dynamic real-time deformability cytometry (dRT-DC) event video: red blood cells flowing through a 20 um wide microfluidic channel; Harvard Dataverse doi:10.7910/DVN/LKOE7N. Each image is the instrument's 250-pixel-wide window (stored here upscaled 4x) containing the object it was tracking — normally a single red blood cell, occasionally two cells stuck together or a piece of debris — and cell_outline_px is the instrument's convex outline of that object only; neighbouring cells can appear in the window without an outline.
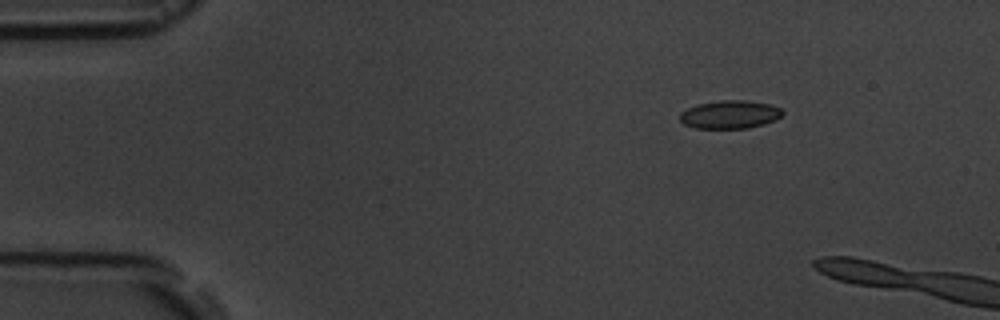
{"species": "common noctule bat (a hibernating species)", "species_latin": "Nyctalus noctula", "temperature_condition": "room temperature", "stored_images_in_passage": 3, "camera_frame_rate_fps": 3000, "um_per_image_px": 0.085, "animal": {"sex": "male", "body_mass_g": 19.5, "forearm_length_mm": 54.6}, "frame": {"image": 1, "passage_image": 2, "time_ms": 1.0, "image_size_px": [1000, 320], "cell_outline_px": [[784, 112], [776, 120], [764, 124], [748, 128], [696, 128], [684, 124], [680, 120], [680, 112], [696, 104], [720, 100], [744, 100], [768, 104], [780, 108]], "centroid_in_image_um": [62.03, 9.73], "position_along_channel_um": 23.0, "area_um2": 16.82}}